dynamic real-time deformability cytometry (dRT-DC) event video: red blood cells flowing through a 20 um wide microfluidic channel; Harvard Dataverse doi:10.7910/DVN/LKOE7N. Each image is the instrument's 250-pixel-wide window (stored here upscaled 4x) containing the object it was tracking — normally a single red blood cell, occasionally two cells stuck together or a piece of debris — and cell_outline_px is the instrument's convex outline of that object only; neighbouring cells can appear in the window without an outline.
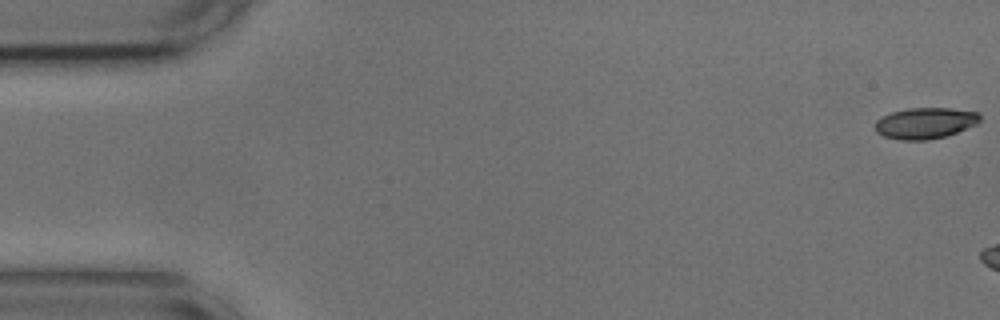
{"species": "common noctule bat (a hibernating species)", "species_latin": "Nyctalus noctula", "temperature_condition": "cold", "stored_images_in_passage": 7, "camera_frame_rate_fps": 3000, "um_per_image_px": 0.085, "animal": {"sex": "male", "body_mass_g": 17.9, "forearm_length_mm": 54.2}, "frame": {"image": 1, "passage_image": 1, "time_ms": 0.0, "image_size_px": [1000, 320], "cell_outline_px": [[980, 120], [976, 124], [956, 132], [944, 136], [928, 140], [900, 140], [884, 136], [876, 132], [876, 120], [892, 112], [908, 108], [948, 108], [980, 112]], "centroid_in_image_um": [78.64, 10.46], "position_along_channel_um": 6.4, "area_um2": 18.84}}